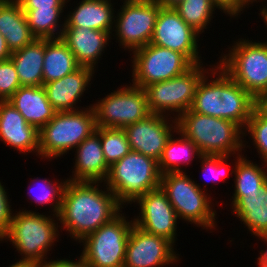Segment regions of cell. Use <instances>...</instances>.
<instances>
[{
    "label": "cell",
    "instance_id": "6da1fadb",
    "mask_svg": "<svg viewBox=\"0 0 267 267\" xmlns=\"http://www.w3.org/2000/svg\"><path fill=\"white\" fill-rule=\"evenodd\" d=\"M99 183L70 181L66 183L61 209L56 218L71 238L81 242L86 236L110 222L123 208L114 193ZM97 184V185H96Z\"/></svg>",
    "mask_w": 267,
    "mask_h": 267
},
{
    "label": "cell",
    "instance_id": "7a4b0ae2",
    "mask_svg": "<svg viewBox=\"0 0 267 267\" xmlns=\"http://www.w3.org/2000/svg\"><path fill=\"white\" fill-rule=\"evenodd\" d=\"M213 66L215 68L212 67L211 74H217L218 77L209 80V83L208 76H203L190 109L198 114L233 121L244 130L256 108V99L236 83L220 65Z\"/></svg>",
    "mask_w": 267,
    "mask_h": 267
},
{
    "label": "cell",
    "instance_id": "3957f363",
    "mask_svg": "<svg viewBox=\"0 0 267 267\" xmlns=\"http://www.w3.org/2000/svg\"><path fill=\"white\" fill-rule=\"evenodd\" d=\"M177 130L193 141L202 155L240 154L246 146L241 139L244 130L237 123L191 109L177 118Z\"/></svg>",
    "mask_w": 267,
    "mask_h": 267
},
{
    "label": "cell",
    "instance_id": "277c9868",
    "mask_svg": "<svg viewBox=\"0 0 267 267\" xmlns=\"http://www.w3.org/2000/svg\"><path fill=\"white\" fill-rule=\"evenodd\" d=\"M161 173L158 161L131 150L122 159L109 167L104 181L116 196L118 203L124 206L135 203L148 191L160 187ZM125 203V204H124Z\"/></svg>",
    "mask_w": 267,
    "mask_h": 267
},
{
    "label": "cell",
    "instance_id": "5b68a950",
    "mask_svg": "<svg viewBox=\"0 0 267 267\" xmlns=\"http://www.w3.org/2000/svg\"><path fill=\"white\" fill-rule=\"evenodd\" d=\"M89 107V108H88ZM76 111H58L39 130L38 156L57 158L75 148L96 131L93 106Z\"/></svg>",
    "mask_w": 267,
    "mask_h": 267
},
{
    "label": "cell",
    "instance_id": "8992f818",
    "mask_svg": "<svg viewBox=\"0 0 267 267\" xmlns=\"http://www.w3.org/2000/svg\"><path fill=\"white\" fill-rule=\"evenodd\" d=\"M55 221L51 216L22 209L13 214L10 228L0 241L7 239L12 242L23 256L19 262L45 263L47 252L58 241L60 225Z\"/></svg>",
    "mask_w": 267,
    "mask_h": 267
},
{
    "label": "cell",
    "instance_id": "52a82bcc",
    "mask_svg": "<svg viewBox=\"0 0 267 267\" xmlns=\"http://www.w3.org/2000/svg\"><path fill=\"white\" fill-rule=\"evenodd\" d=\"M185 172L161 175L160 187L177 213L178 219L196 224L202 229L215 228L216 211L206 189H202ZM208 195V196H207Z\"/></svg>",
    "mask_w": 267,
    "mask_h": 267
},
{
    "label": "cell",
    "instance_id": "ba28073f",
    "mask_svg": "<svg viewBox=\"0 0 267 267\" xmlns=\"http://www.w3.org/2000/svg\"><path fill=\"white\" fill-rule=\"evenodd\" d=\"M238 40L218 65L257 100L267 93V43Z\"/></svg>",
    "mask_w": 267,
    "mask_h": 267
},
{
    "label": "cell",
    "instance_id": "9c48e42d",
    "mask_svg": "<svg viewBox=\"0 0 267 267\" xmlns=\"http://www.w3.org/2000/svg\"><path fill=\"white\" fill-rule=\"evenodd\" d=\"M202 66L203 63L194 64L179 76L146 86L144 90L151 114L169 116L168 112L173 114L177 112L175 117L177 119L182 113L188 111L192 107L199 82L205 73L209 76L208 71L211 72V69L204 70Z\"/></svg>",
    "mask_w": 267,
    "mask_h": 267
},
{
    "label": "cell",
    "instance_id": "30bf717a",
    "mask_svg": "<svg viewBox=\"0 0 267 267\" xmlns=\"http://www.w3.org/2000/svg\"><path fill=\"white\" fill-rule=\"evenodd\" d=\"M122 214L79 242L84 245L81 256L90 267L124 266L126 245L134 220H126Z\"/></svg>",
    "mask_w": 267,
    "mask_h": 267
},
{
    "label": "cell",
    "instance_id": "8fae6325",
    "mask_svg": "<svg viewBox=\"0 0 267 267\" xmlns=\"http://www.w3.org/2000/svg\"><path fill=\"white\" fill-rule=\"evenodd\" d=\"M132 53V82L143 89L179 76L194 65L184 54L151 43Z\"/></svg>",
    "mask_w": 267,
    "mask_h": 267
},
{
    "label": "cell",
    "instance_id": "7c38bea8",
    "mask_svg": "<svg viewBox=\"0 0 267 267\" xmlns=\"http://www.w3.org/2000/svg\"><path fill=\"white\" fill-rule=\"evenodd\" d=\"M91 104L96 115V126L120 128L147 118L149 111L146 92L136 85H125Z\"/></svg>",
    "mask_w": 267,
    "mask_h": 267
},
{
    "label": "cell",
    "instance_id": "4fadbf2b",
    "mask_svg": "<svg viewBox=\"0 0 267 267\" xmlns=\"http://www.w3.org/2000/svg\"><path fill=\"white\" fill-rule=\"evenodd\" d=\"M160 9L157 0H124L114 17L113 31L119 45L133 52L149 44Z\"/></svg>",
    "mask_w": 267,
    "mask_h": 267
},
{
    "label": "cell",
    "instance_id": "5bb4252c",
    "mask_svg": "<svg viewBox=\"0 0 267 267\" xmlns=\"http://www.w3.org/2000/svg\"><path fill=\"white\" fill-rule=\"evenodd\" d=\"M199 33L185 23L174 8L161 7L150 43L184 54L193 64L201 62Z\"/></svg>",
    "mask_w": 267,
    "mask_h": 267
},
{
    "label": "cell",
    "instance_id": "9a60e30c",
    "mask_svg": "<svg viewBox=\"0 0 267 267\" xmlns=\"http://www.w3.org/2000/svg\"><path fill=\"white\" fill-rule=\"evenodd\" d=\"M174 244L133 224L126 245L123 267H164L179 260Z\"/></svg>",
    "mask_w": 267,
    "mask_h": 267
},
{
    "label": "cell",
    "instance_id": "2e32d148",
    "mask_svg": "<svg viewBox=\"0 0 267 267\" xmlns=\"http://www.w3.org/2000/svg\"><path fill=\"white\" fill-rule=\"evenodd\" d=\"M136 202L139 204L140 213L133 219L134 224L147 233L168 239L175 245L178 216L161 187L148 191Z\"/></svg>",
    "mask_w": 267,
    "mask_h": 267
},
{
    "label": "cell",
    "instance_id": "e0dca14e",
    "mask_svg": "<svg viewBox=\"0 0 267 267\" xmlns=\"http://www.w3.org/2000/svg\"><path fill=\"white\" fill-rule=\"evenodd\" d=\"M150 114L147 118L124 127L130 148L159 161L168 139L177 131V119ZM171 123V124H170ZM174 124V125H173Z\"/></svg>",
    "mask_w": 267,
    "mask_h": 267
},
{
    "label": "cell",
    "instance_id": "ac0fdd59",
    "mask_svg": "<svg viewBox=\"0 0 267 267\" xmlns=\"http://www.w3.org/2000/svg\"><path fill=\"white\" fill-rule=\"evenodd\" d=\"M0 139L20 153H37L39 131L8 101H0Z\"/></svg>",
    "mask_w": 267,
    "mask_h": 267
},
{
    "label": "cell",
    "instance_id": "d6986e66",
    "mask_svg": "<svg viewBox=\"0 0 267 267\" xmlns=\"http://www.w3.org/2000/svg\"><path fill=\"white\" fill-rule=\"evenodd\" d=\"M110 34V32L89 28L64 27L61 39L81 67L95 69L109 39H112Z\"/></svg>",
    "mask_w": 267,
    "mask_h": 267
},
{
    "label": "cell",
    "instance_id": "ffe728a7",
    "mask_svg": "<svg viewBox=\"0 0 267 267\" xmlns=\"http://www.w3.org/2000/svg\"><path fill=\"white\" fill-rule=\"evenodd\" d=\"M94 71L90 67H80L69 75L43 84L52 107L57 112L79 110L75 105L91 84Z\"/></svg>",
    "mask_w": 267,
    "mask_h": 267
},
{
    "label": "cell",
    "instance_id": "44dd1931",
    "mask_svg": "<svg viewBox=\"0 0 267 267\" xmlns=\"http://www.w3.org/2000/svg\"><path fill=\"white\" fill-rule=\"evenodd\" d=\"M75 166L70 181L104 182L109 172L106 163L100 136L94 132L82 141L75 152Z\"/></svg>",
    "mask_w": 267,
    "mask_h": 267
},
{
    "label": "cell",
    "instance_id": "7402d4cb",
    "mask_svg": "<svg viewBox=\"0 0 267 267\" xmlns=\"http://www.w3.org/2000/svg\"><path fill=\"white\" fill-rule=\"evenodd\" d=\"M7 101L22 114L29 125L34 126L38 131L57 112L49 103L43 86H21Z\"/></svg>",
    "mask_w": 267,
    "mask_h": 267
},
{
    "label": "cell",
    "instance_id": "603a6c76",
    "mask_svg": "<svg viewBox=\"0 0 267 267\" xmlns=\"http://www.w3.org/2000/svg\"><path fill=\"white\" fill-rule=\"evenodd\" d=\"M0 33L6 39L11 53L36 39L17 0H0Z\"/></svg>",
    "mask_w": 267,
    "mask_h": 267
},
{
    "label": "cell",
    "instance_id": "cb8c5ba5",
    "mask_svg": "<svg viewBox=\"0 0 267 267\" xmlns=\"http://www.w3.org/2000/svg\"><path fill=\"white\" fill-rule=\"evenodd\" d=\"M78 5L66 15L64 27L89 28L112 34L115 13L111 0H82Z\"/></svg>",
    "mask_w": 267,
    "mask_h": 267
},
{
    "label": "cell",
    "instance_id": "d4e9b609",
    "mask_svg": "<svg viewBox=\"0 0 267 267\" xmlns=\"http://www.w3.org/2000/svg\"><path fill=\"white\" fill-rule=\"evenodd\" d=\"M232 212L246 225L251 235H267V183L258 195L233 196Z\"/></svg>",
    "mask_w": 267,
    "mask_h": 267
},
{
    "label": "cell",
    "instance_id": "484cf974",
    "mask_svg": "<svg viewBox=\"0 0 267 267\" xmlns=\"http://www.w3.org/2000/svg\"><path fill=\"white\" fill-rule=\"evenodd\" d=\"M45 39H35L21 50L12 53L21 86H43Z\"/></svg>",
    "mask_w": 267,
    "mask_h": 267
},
{
    "label": "cell",
    "instance_id": "4316f807",
    "mask_svg": "<svg viewBox=\"0 0 267 267\" xmlns=\"http://www.w3.org/2000/svg\"><path fill=\"white\" fill-rule=\"evenodd\" d=\"M81 66L61 38L45 39L43 84L58 80Z\"/></svg>",
    "mask_w": 267,
    "mask_h": 267
},
{
    "label": "cell",
    "instance_id": "83f0119b",
    "mask_svg": "<svg viewBox=\"0 0 267 267\" xmlns=\"http://www.w3.org/2000/svg\"><path fill=\"white\" fill-rule=\"evenodd\" d=\"M176 134H179L180 137L174 138V133L171 135L158 161L161 175L170 172H183L181 164L189 165L195 156H198L197 158L202 156V153L193 141L186 138L178 130Z\"/></svg>",
    "mask_w": 267,
    "mask_h": 267
},
{
    "label": "cell",
    "instance_id": "f1b7e54d",
    "mask_svg": "<svg viewBox=\"0 0 267 267\" xmlns=\"http://www.w3.org/2000/svg\"><path fill=\"white\" fill-rule=\"evenodd\" d=\"M236 155L237 161H235L234 170L230 173L235 176L233 196L258 195L259 190L267 183V169L247 160L242 153Z\"/></svg>",
    "mask_w": 267,
    "mask_h": 267
},
{
    "label": "cell",
    "instance_id": "f546056e",
    "mask_svg": "<svg viewBox=\"0 0 267 267\" xmlns=\"http://www.w3.org/2000/svg\"><path fill=\"white\" fill-rule=\"evenodd\" d=\"M22 10L26 14L27 22L32 34L37 39L61 38L65 23H58H60L59 19L62 17L60 15L64 12L63 8H37ZM58 30L60 31L58 32Z\"/></svg>",
    "mask_w": 267,
    "mask_h": 267
},
{
    "label": "cell",
    "instance_id": "4dcf8cb0",
    "mask_svg": "<svg viewBox=\"0 0 267 267\" xmlns=\"http://www.w3.org/2000/svg\"><path fill=\"white\" fill-rule=\"evenodd\" d=\"M216 8L212 0H183L174 7L181 19L199 34L207 29Z\"/></svg>",
    "mask_w": 267,
    "mask_h": 267
},
{
    "label": "cell",
    "instance_id": "1f68e13d",
    "mask_svg": "<svg viewBox=\"0 0 267 267\" xmlns=\"http://www.w3.org/2000/svg\"><path fill=\"white\" fill-rule=\"evenodd\" d=\"M95 132L100 136L102 151L109 166L131 151L124 129L97 127Z\"/></svg>",
    "mask_w": 267,
    "mask_h": 267
},
{
    "label": "cell",
    "instance_id": "d6a6232c",
    "mask_svg": "<svg viewBox=\"0 0 267 267\" xmlns=\"http://www.w3.org/2000/svg\"><path fill=\"white\" fill-rule=\"evenodd\" d=\"M67 182L68 180H65V181L63 180V182L61 181L60 183H58V181L57 182L55 181V183H53L52 181L46 178L42 179V182L40 184L37 183V186H36V189L39 192V194L37 193L33 195L34 197L33 196L31 197L34 199L35 203L41 206L42 205L44 206L45 204H48V205L52 204L51 206L53 208L51 209H53L52 210V212L54 213L53 216L54 218L56 217L58 218V215L61 209V204H62L63 192H64ZM33 190H30V192Z\"/></svg>",
    "mask_w": 267,
    "mask_h": 267
},
{
    "label": "cell",
    "instance_id": "836d02e7",
    "mask_svg": "<svg viewBox=\"0 0 267 267\" xmlns=\"http://www.w3.org/2000/svg\"><path fill=\"white\" fill-rule=\"evenodd\" d=\"M244 130L243 136H246L247 132L250 133L258 155H261V160L264 162L262 165L267 168V117L255 108Z\"/></svg>",
    "mask_w": 267,
    "mask_h": 267
},
{
    "label": "cell",
    "instance_id": "e575fe53",
    "mask_svg": "<svg viewBox=\"0 0 267 267\" xmlns=\"http://www.w3.org/2000/svg\"><path fill=\"white\" fill-rule=\"evenodd\" d=\"M231 156L232 155H228V156L227 155H202L200 156L199 159L202 161L201 168H202L205 178L207 180L210 178L209 180H211L213 183H216L220 181L221 179L224 180L227 177V173H228L227 170L230 169L229 168L230 164H228L227 159H229Z\"/></svg>",
    "mask_w": 267,
    "mask_h": 267
},
{
    "label": "cell",
    "instance_id": "d590c367",
    "mask_svg": "<svg viewBox=\"0 0 267 267\" xmlns=\"http://www.w3.org/2000/svg\"><path fill=\"white\" fill-rule=\"evenodd\" d=\"M21 87L11 59L0 62V101H7Z\"/></svg>",
    "mask_w": 267,
    "mask_h": 267
},
{
    "label": "cell",
    "instance_id": "8d00e7d4",
    "mask_svg": "<svg viewBox=\"0 0 267 267\" xmlns=\"http://www.w3.org/2000/svg\"><path fill=\"white\" fill-rule=\"evenodd\" d=\"M6 189L0 181V240L10 228L13 214Z\"/></svg>",
    "mask_w": 267,
    "mask_h": 267
},
{
    "label": "cell",
    "instance_id": "74e56055",
    "mask_svg": "<svg viewBox=\"0 0 267 267\" xmlns=\"http://www.w3.org/2000/svg\"><path fill=\"white\" fill-rule=\"evenodd\" d=\"M213 3L221 9L223 13L230 17H236L247 7L250 3L247 0H212ZM244 8V9H243Z\"/></svg>",
    "mask_w": 267,
    "mask_h": 267
},
{
    "label": "cell",
    "instance_id": "f35d334b",
    "mask_svg": "<svg viewBox=\"0 0 267 267\" xmlns=\"http://www.w3.org/2000/svg\"><path fill=\"white\" fill-rule=\"evenodd\" d=\"M22 9L63 8L65 0H17Z\"/></svg>",
    "mask_w": 267,
    "mask_h": 267
},
{
    "label": "cell",
    "instance_id": "ab89813d",
    "mask_svg": "<svg viewBox=\"0 0 267 267\" xmlns=\"http://www.w3.org/2000/svg\"><path fill=\"white\" fill-rule=\"evenodd\" d=\"M78 259L74 262L69 259H58L53 261L51 259V261L39 264V267H90L81 255Z\"/></svg>",
    "mask_w": 267,
    "mask_h": 267
},
{
    "label": "cell",
    "instance_id": "60d3db41",
    "mask_svg": "<svg viewBox=\"0 0 267 267\" xmlns=\"http://www.w3.org/2000/svg\"><path fill=\"white\" fill-rule=\"evenodd\" d=\"M12 53L8 48L6 39L4 36L0 33V62L9 60Z\"/></svg>",
    "mask_w": 267,
    "mask_h": 267
},
{
    "label": "cell",
    "instance_id": "b9f144b4",
    "mask_svg": "<svg viewBox=\"0 0 267 267\" xmlns=\"http://www.w3.org/2000/svg\"><path fill=\"white\" fill-rule=\"evenodd\" d=\"M256 108L267 117V93L256 100Z\"/></svg>",
    "mask_w": 267,
    "mask_h": 267
},
{
    "label": "cell",
    "instance_id": "7bdbcfd3",
    "mask_svg": "<svg viewBox=\"0 0 267 267\" xmlns=\"http://www.w3.org/2000/svg\"><path fill=\"white\" fill-rule=\"evenodd\" d=\"M260 239H264V241L267 243V235H262L259 236ZM261 254L260 257H258L257 259V264L259 265V267H267V250L263 252V250H261Z\"/></svg>",
    "mask_w": 267,
    "mask_h": 267
},
{
    "label": "cell",
    "instance_id": "ee69618b",
    "mask_svg": "<svg viewBox=\"0 0 267 267\" xmlns=\"http://www.w3.org/2000/svg\"><path fill=\"white\" fill-rule=\"evenodd\" d=\"M161 7L174 8L183 0H157Z\"/></svg>",
    "mask_w": 267,
    "mask_h": 267
},
{
    "label": "cell",
    "instance_id": "f6af8a7d",
    "mask_svg": "<svg viewBox=\"0 0 267 267\" xmlns=\"http://www.w3.org/2000/svg\"><path fill=\"white\" fill-rule=\"evenodd\" d=\"M8 267H39V264L33 263V262H19L12 264Z\"/></svg>",
    "mask_w": 267,
    "mask_h": 267
},
{
    "label": "cell",
    "instance_id": "bcb514c9",
    "mask_svg": "<svg viewBox=\"0 0 267 267\" xmlns=\"http://www.w3.org/2000/svg\"><path fill=\"white\" fill-rule=\"evenodd\" d=\"M267 6H265L264 8H260V14H261V16H262V18H263V20H264V23H265V25H267V8H266ZM267 27V26H266ZM266 43H267V41H265Z\"/></svg>",
    "mask_w": 267,
    "mask_h": 267
},
{
    "label": "cell",
    "instance_id": "7dc6e473",
    "mask_svg": "<svg viewBox=\"0 0 267 267\" xmlns=\"http://www.w3.org/2000/svg\"><path fill=\"white\" fill-rule=\"evenodd\" d=\"M249 3L251 2V4H253V2H257V0H247ZM259 1V0H258ZM264 1V0H263Z\"/></svg>",
    "mask_w": 267,
    "mask_h": 267
}]
</instances>
